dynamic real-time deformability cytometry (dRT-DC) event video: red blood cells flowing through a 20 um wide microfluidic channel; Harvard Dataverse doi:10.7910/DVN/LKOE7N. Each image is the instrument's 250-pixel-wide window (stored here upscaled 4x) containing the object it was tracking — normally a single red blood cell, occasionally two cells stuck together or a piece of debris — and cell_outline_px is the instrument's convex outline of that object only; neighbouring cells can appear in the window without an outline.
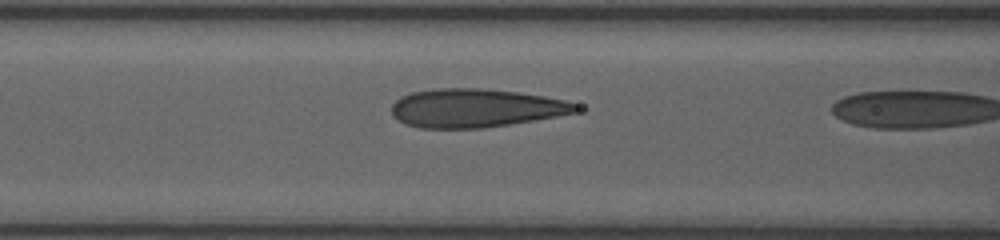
{"species": "human", "species_latin": "Homo sapiens", "temperature_condition": "room temperature", "stored_images_in_passage": 4, "camera_frame_rate_fps": 3000, "um_per_image_px": 0.085, "donor": {"sex": "female"}, "frame": {"image": 1, "passage_image": 3, "time_ms": 1.0, "image_size_px": [1000, 240], "cell_outline_px": [[588, 108], [576, 112], [556, 116], [484, 128], [420, 128], [404, 124], [392, 116], [392, 104], [400, 96], [412, 92], [436, 88], [476, 88], [516, 92], [544, 96], [564, 100]], "centroid_in_image_um": [40.41, 9.18], "position_along_channel_um": 126.2, "area_um2": 41.44}}